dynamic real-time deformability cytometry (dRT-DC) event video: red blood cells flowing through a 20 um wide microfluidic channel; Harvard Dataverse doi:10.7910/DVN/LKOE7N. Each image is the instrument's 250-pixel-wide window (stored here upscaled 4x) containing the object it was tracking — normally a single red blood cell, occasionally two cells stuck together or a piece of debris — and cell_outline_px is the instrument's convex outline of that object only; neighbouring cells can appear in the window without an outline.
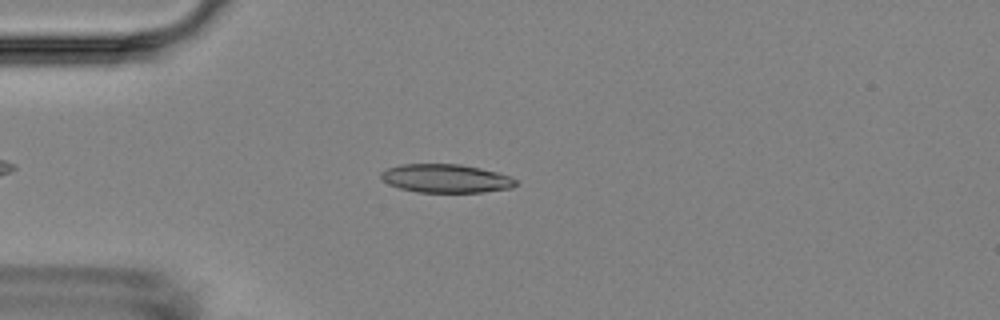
{"species": "Egyptian fruit bat (a non-hibernating species)", "species_latin": "Rousettus aegyptiacus", "temperature_condition": "room temperature", "stored_images_in_passage": 6, "camera_frame_rate_fps": 3000, "um_per_image_px": 0.085, "animal": {"sex": "female"}, "frame": {"image": 1, "passage_image": 3, "time_ms": 2.333, "image_size_px": [1000, 320], "cell_outline_px": [[516, 184], [512, 188], [484, 192], [416, 192], [400, 188], [388, 184], [380, 176], [380, 172], [388, 168], [400, 164], [460, 164], [480, 168], [496, 172], [508, 176], [516, 180]], "centroid_in_image_um": [37.88, 15.17], "position_along_channel_um": 47.1, "area_um2": 22.31}}